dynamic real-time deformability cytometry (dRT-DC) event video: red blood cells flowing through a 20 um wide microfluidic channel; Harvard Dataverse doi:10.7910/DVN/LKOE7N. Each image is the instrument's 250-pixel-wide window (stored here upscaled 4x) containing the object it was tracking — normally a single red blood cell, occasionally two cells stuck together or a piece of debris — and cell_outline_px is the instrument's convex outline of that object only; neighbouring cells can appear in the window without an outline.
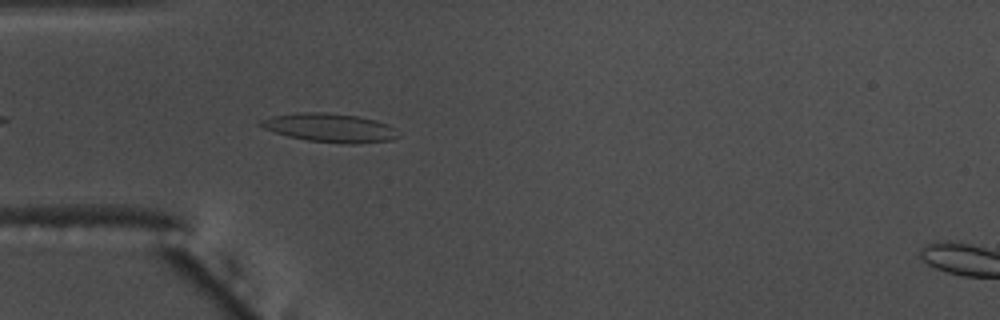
{"species": "common noctule bat (a hibernating species)", "species_latin": "Nyctalus noctula", "temperature_condition": "warm", "stored_images_in_passage": 24, "camera_frame_rate_fps": 3000, "um_per_image_px": 0.085, "animal": {"sex": "male", "body_mass_g": 17.5, "forearm_length_mm": 52.3}, "frame": {"image": 1, "passage_image": 4, "time_ms": 1.0, "image_size_px": [1000, 320], "cell_outline_px": [[400, 136], [392, 140], [356, 144], [348, 144], [308, 140], [288, 136], [264, 128], [256, 124], [260, 120], [272, 116], [296, 112], [328, 112], [360, 116], [376, 120], [388, 124], [396, 128]], "centroid_in_image_um": [28.08, 10.85], "position_along_channel_um": 56.9, "area_um2": 23.29}}
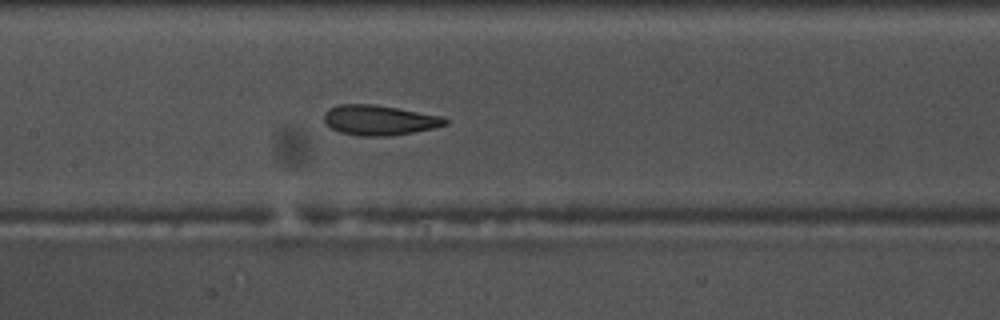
{"frame": {"image": 2, "passage_image": 14, "time_ms": 4.333, "image_size_px": [1000, 320], "cell_outline_px": [[448, 124], [432, 128], [412, 132], [388, 136], [364, 136], [340, 132], [324, 124], [324, 112], [328, 108], [340, 104], [372, 104], [444, 116], [448, 120]], "centroid_in_image_um": [32.22, 10.2], "position_along_channel_um": 175.2, "area_um2": 21.15}}